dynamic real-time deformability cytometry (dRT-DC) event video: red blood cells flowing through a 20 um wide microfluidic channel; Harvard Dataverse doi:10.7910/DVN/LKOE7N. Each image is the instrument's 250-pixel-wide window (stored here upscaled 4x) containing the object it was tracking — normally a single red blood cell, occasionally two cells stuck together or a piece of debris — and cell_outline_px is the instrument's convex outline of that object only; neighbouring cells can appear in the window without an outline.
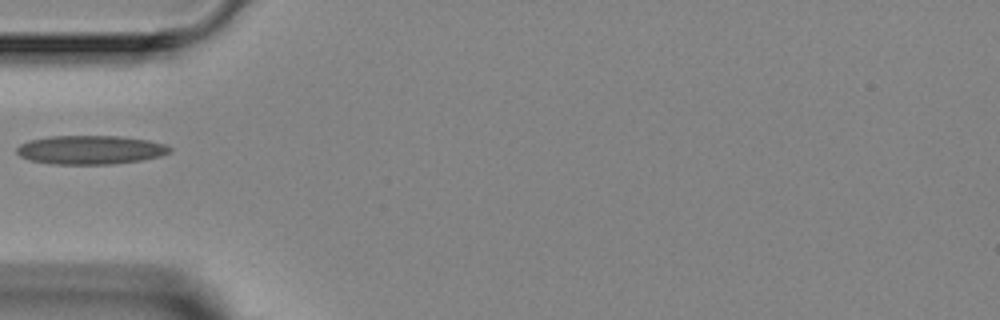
{"species": "Egyptian fruit bat (a non-hibernating species)", "species_latin": "Rousettus aegyptiacus", "temperature_condition": "room temperature", "stored_images_in_passage": 2, "camera_frame_rate_fps": 3000, "um_per_image_px": 0.085, "animal": {"sex": "female"}, "frame": {"image": 1, "passage_image": 1, "time_ms": 0.0, "image_size_px": [1000, 320], "cell_outline_px": [[172, 152], [160, 156], [140, 160], [112, 164], [52, 164], [28, 160], [20, 156], [16, 152], [16, 148], [20, 144], [28, 140], [48, 136], [120, 136], [148, 140], [168, 144], [172, 148]], "centroid_in_image_um": [7.68, 12.73], "position_along_channel_um": 77.3, "area_um2": 25.95}}
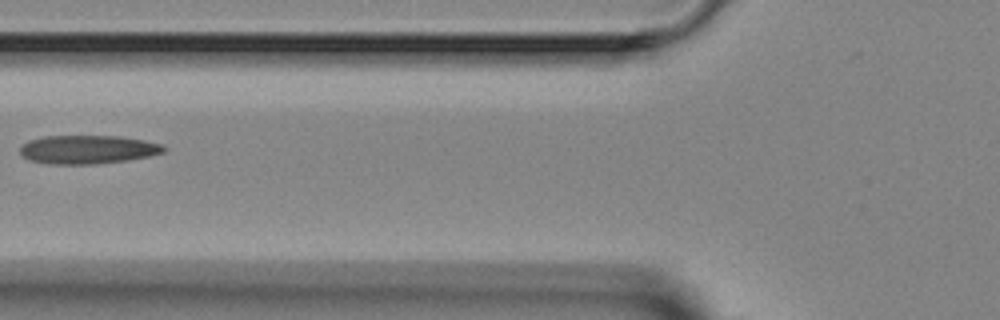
{"frame": {"image": 2, "passage_image": 2, "time_ms": 1.0, "image_size_px": [1000, 320], "cell_outline_px": [[168, 148], [164, 152], [148, 156], [128, 160], [96, 164], [48, 164], [28, 160], [20, 152], [20, 148], [28, 140], [44, 136], [120, 136], [144, 140], [160, 144]], "centroid_in_image_um": [7.46, 12.71], "position_along_channel_um": 118.3, "area_um2": 23.99}}